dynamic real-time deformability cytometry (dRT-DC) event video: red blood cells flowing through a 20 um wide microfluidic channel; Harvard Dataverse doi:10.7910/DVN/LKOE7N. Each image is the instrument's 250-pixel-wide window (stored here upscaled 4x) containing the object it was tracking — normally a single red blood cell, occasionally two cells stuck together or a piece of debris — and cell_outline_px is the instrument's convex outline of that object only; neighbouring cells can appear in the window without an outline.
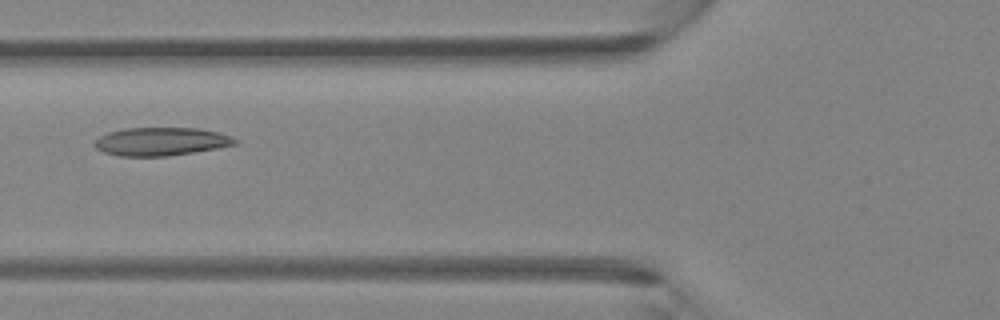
{"species": "Egyptian fruit bat (a non-hibernating species)", "species_latin": "Rousettus aegyptiacus", "temperature_condition": "room temperature", "stored_images_in_passage": 5, "camera_frame_rate_fps": 3000, "um_per_image_px": 0.085, "animal": {"sex": "female"}, "frame": {"image": 1, "passage_image": 5, "time_ms": 1.333, "image_size_px": [1000, 320], "cell_outline_px": [[240, 140], [236, 144], [216, 148], [168, 156], [120, 156], [104, 152], [96, 148], [92, 144], [100, 136], [108, 132], [124, 128], [200, 128], [220, 132], [232, 136]], "centroid_in_image_um": [13.71, 12.02], "position_along_channel_um": 112.1, "area_um2": 23.18}}